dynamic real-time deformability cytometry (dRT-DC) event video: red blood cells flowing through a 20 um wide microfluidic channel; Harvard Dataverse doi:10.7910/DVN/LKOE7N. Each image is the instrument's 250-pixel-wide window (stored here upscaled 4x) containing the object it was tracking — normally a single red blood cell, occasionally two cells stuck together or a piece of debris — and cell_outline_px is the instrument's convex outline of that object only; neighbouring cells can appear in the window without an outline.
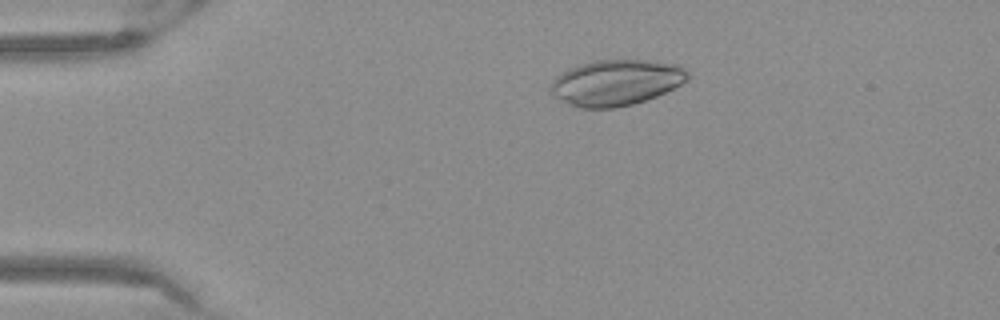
{"species": "Egyptian fruit bat (a non-hibernating species)", "species_latin": "Rousettus aegyptiacus", "temperature_condition": "warm", "stored_images_in_passage": 49, "camera_frame_rate_fps": 3000, "um_per_image_px": 0.085, "frame": {"image": 1, "passage_image": 7, "time_ms": 2.0, "image_size_px": [1000, 320], "cell_outline_px": [[692, 76], [688, 80], [656, 96], [632, 104], [616, 108], [580, 108], [556, 96], [552, 92], [548, 84], [560, 72], [568, 68], [592, 60], [648, 60], [680, 64]], "centroid_in_image_um": [52.38, 6.99], "position_along_channel_um": 32.6, "area_um2": 36.65}}
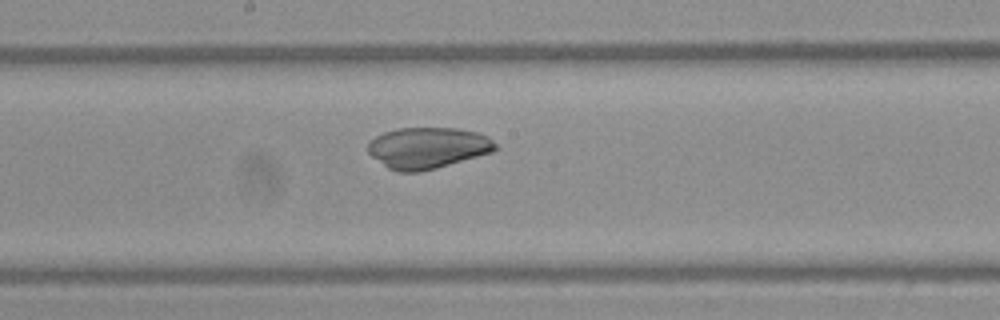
{"frame": {"image": 2, "passage_image": 25, "time_ms": 8.0, "image_size_px": [1000, 320], "cell_outline_px": [[500, 148], [492, 152], [436, 168], [420, 172], [396, 172], [388, 168], [372, 156], [368, 152], [368, 144], [376, 136], [384, 132], [396, 128], [456, 128], [480, 132], [488, 136]], "centroid_in_image_um": [36.38, 12.56], "position_along_channel_um": 211.8, "area_um2": 30.69}}
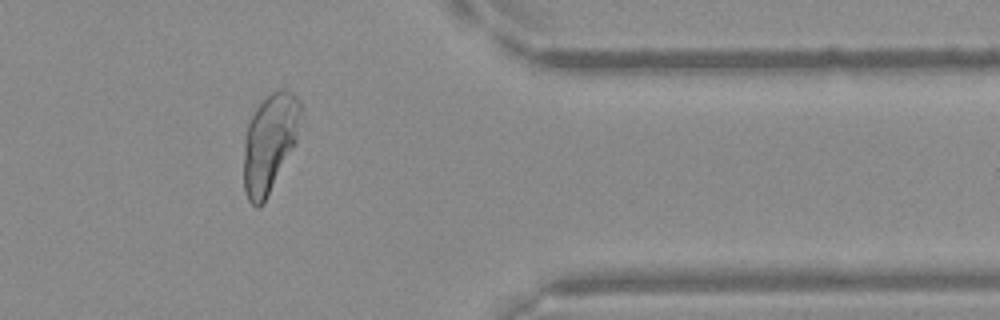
{"frame": {"image": 3, "passage_image": 40, "time_ms": 13.0, "image_size_px": [1000, 320], "cell_outline_px": [[304, 112], [296, 144], [260, 208], [256, 208], [248, 200], [244, 192], [244, 140], [248, 124], [256, 108], [272, 92], [280, 88], [284, 88], [292, 92], [300, 100], [304, 108]], "centroid_in_image_um": [22.96, 12.1], "position_along_channel_um": 388.4, "area_um2": 33.06}}